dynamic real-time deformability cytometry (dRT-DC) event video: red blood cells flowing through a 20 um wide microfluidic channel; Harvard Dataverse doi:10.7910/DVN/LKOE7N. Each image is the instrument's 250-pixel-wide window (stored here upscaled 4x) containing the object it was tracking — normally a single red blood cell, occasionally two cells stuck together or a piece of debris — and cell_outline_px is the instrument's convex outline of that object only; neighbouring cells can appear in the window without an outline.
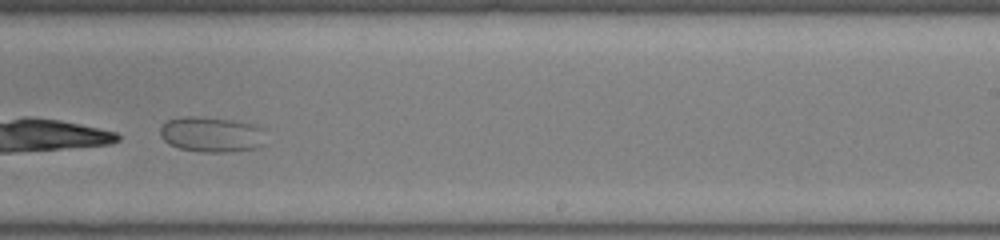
{"species": "common noctule bat (a hibernating species)", "species_latin": "Nyctalus noctula", "temperature_condition": "room temperature", "stored_images_in_passage": 30, "camera_frame_rate_fps": 3000, "um_per_image_px": 0.085, "animal": {"sex": "female", "body_mass_g": 22.0, "forearm_length_mm": 56.7}, "frame": {"image": 1, "passage_image": 24, "time_ms": 7.667, "image_size_px": [1000, 240], "cell_outline_px": [[264, 128], [260, 144], [256, 148], [228, 152], [200, 152], [180, 148], [168, 144], [160, 136], [160, 128], [168, 120], [180, 116], [196, 116], [232, 120], [256, 124]], "centroid_in_image_um": [17.94, 11.42], "position_along_channel_um": 271.1, "area_um2": 21.73}}